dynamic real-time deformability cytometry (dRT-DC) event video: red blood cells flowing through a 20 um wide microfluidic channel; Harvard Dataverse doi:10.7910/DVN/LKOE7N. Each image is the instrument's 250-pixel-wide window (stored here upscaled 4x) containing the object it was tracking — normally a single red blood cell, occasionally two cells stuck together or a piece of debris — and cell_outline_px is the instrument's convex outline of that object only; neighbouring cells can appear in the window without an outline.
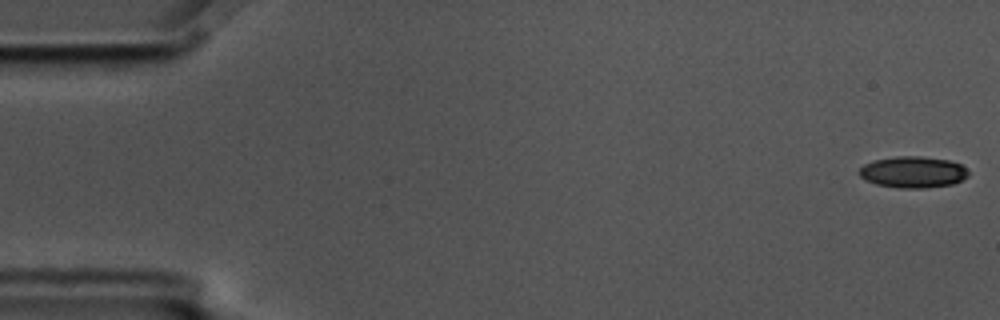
{"species": "common noctule bat (a hibernating species)", "species_latin": "Nyctalus noctula", "temperature_condition": "cold", "stored_images_in_passage": 5, "camera_frame_rate_fps": 3000, "um_per_image_px": 0.085, "animal": {"sex": "male", "body_mass_g": 17.5, "forearm_length_mm": 52.3}, "frame": {"image": 1, "passage_image": 1, "time_ms": 0.0, "image_size_px": [1000, 320], "cell_outline_px": [[968, 176], [952, 184], [924, 188], [900, 188], [876, 184], [864, 180], [860, 176], [860, 168], [864, 164], [876, 160], [900, 156], [920, 156], [948, 160], [960, 164], [968, 172]], "centroid_in_image_um": [77.59, 14.63], "position_along_channel_um": 7.4, "area_um2": 19.71}}
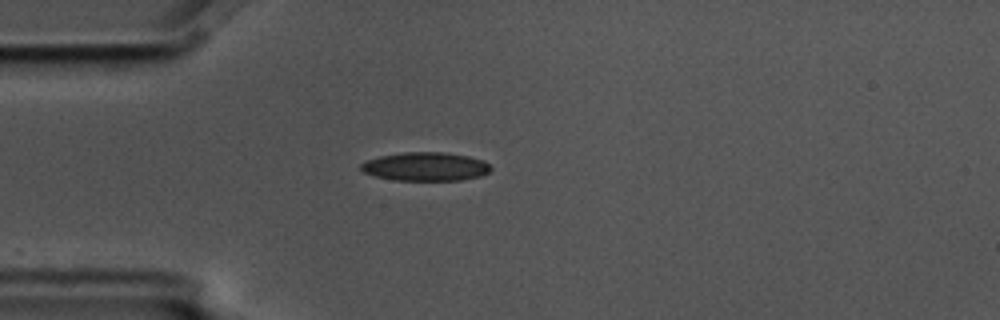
{"frame": {"image": 2, "passage_image": 5, "time_ms": 1.333, "image_size_px": [1000, 320], "cell_outline_px": [[492, 168], [488, 172], [480, 176], [460, 180], [396, 180], [376, 176], [364, 172], [360, 168], [360, 164], [368, 160], [380, 156], [404, 152], [444, 152], [468, 156], [484, 160]], "centroid_in_image_um": [36.19, 14.15], "position_along_channel_um": 48.8, "area_um2": 21.5}}